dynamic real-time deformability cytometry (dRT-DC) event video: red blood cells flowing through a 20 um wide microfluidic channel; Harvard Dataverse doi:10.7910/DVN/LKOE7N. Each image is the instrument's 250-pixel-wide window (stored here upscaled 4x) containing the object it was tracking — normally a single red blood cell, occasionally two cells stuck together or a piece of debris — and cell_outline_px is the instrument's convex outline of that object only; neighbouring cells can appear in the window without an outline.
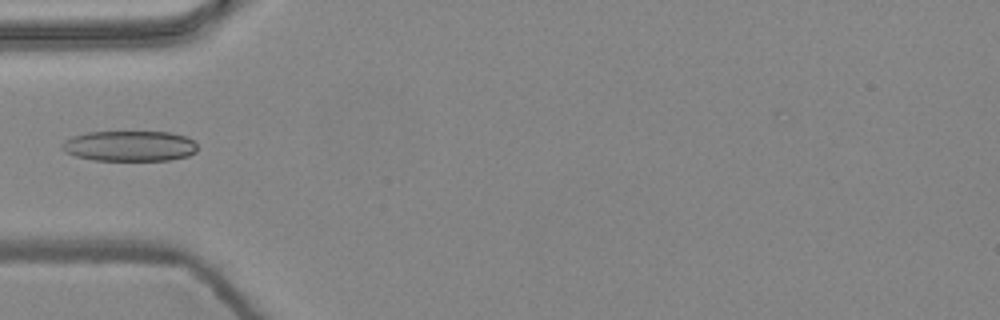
{"species": "common noctule bat (a hibernating species)", "species_latin": "Nyctalus noctula", "temperature_condition": "warm", "stored_images_in_passage": 7, "camera_frame_rate_fps": 3000, "um_per_image_px": 0.085, "animal": {"sex": "female", "body_mass_g": 24.6, "forearm_length_mm": 56.2}, "frame": {"image": 1, "passage_image": 4, "time_ms": 1.0, "image_size_px": [1000, 320], "cell_outline_px": [[196, 152], [188, 156], [168, 160], [92, 160], [76, 156], [64, 152], [60, 148], [64, 140], [72, 136], [88, 132], [168, 132], [184, 136], [192, 140], [196, 144]], "centroid_in_image_um": [10.97, 12.41], "position_along_channel_um": 74.0, "area_um2": 24.04}}
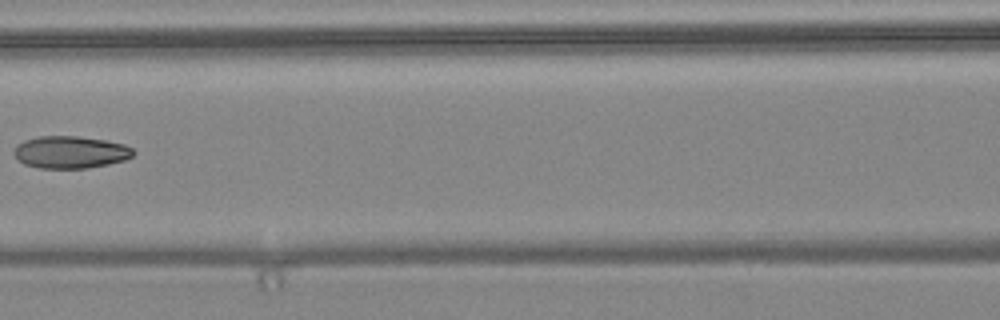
{"frame": {"image": 2, "passage_image": 6, "time_ms": 1.667, "image_size_px": [1000, 320], "cell_outline_px": [[136, 152], [132, 156], [124, 160], [108, 164], [88, 168], [40, 168], [24, 164], [12, 152], [16, 144], [24, 140], [36, 136], [76, 136], [104, 140], [124, 144], [132, 148]], "centroid_in_image_um": [5.97, 12.93], "position_along_channel_um": 160.6, "area_um2": 22.48}}
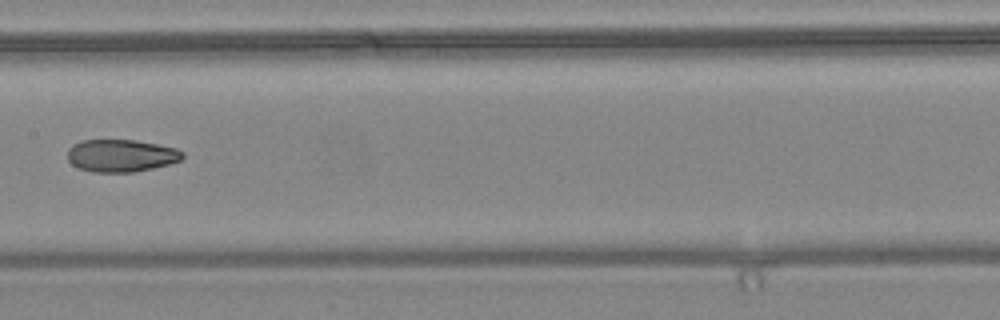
{"frame": {"image": 3, "passage_image": 7, "time_ms": 2.0, "image_size_px": [1000, 320], "cell_outline_px": [[184, 156], [180, 160], [168, 164], [152, 168], [132, 172], [92, 172], [80, 168], [72, 164], [68, 160], [68, 148], [72, 144], [84, 140], [136, 140], [176, 148], [184, 152]], "centroid_in_image_um": [10.28, 13.22], "position_along_channel_um": 197.1, "area_um2": 21.68}}